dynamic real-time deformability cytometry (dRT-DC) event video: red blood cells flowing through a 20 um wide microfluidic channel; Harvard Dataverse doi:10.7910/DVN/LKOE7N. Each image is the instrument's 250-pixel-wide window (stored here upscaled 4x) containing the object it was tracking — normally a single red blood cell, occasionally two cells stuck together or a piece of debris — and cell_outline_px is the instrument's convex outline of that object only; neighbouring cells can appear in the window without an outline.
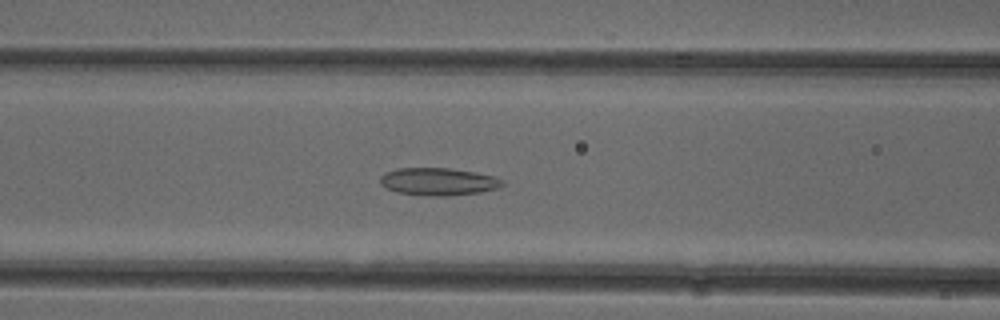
{"species": "common noctule bat (a hibernating species)", "species_latin": "Nyctalus noctula", "temperature_condition": "cold", "stored_images_in_passage": 38, "camera_frame_rate_fps": 3000, "um_per_image_px": 0.085, "animal": {"sex": "female"}, "frame": {"image": 1, "passage_image": 7, "time_ms": 2.0, "image_size_px": [1000, 320], "cell_outline_px": [[504, 184], [496, 188], [480, 192], [444, 196], [428, 196], [396, 192], [380, 184], [380, 176], [384, 172], [396, 168], [448, 168], [496, 176], [504, 180]], "centroid_in_image_um": [37.23, 15.43], "position_along_channel_um": 129.4, "area_um2": 19.59}}
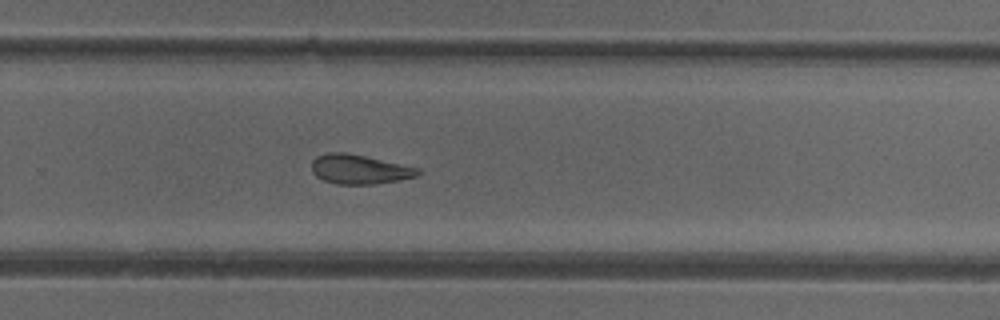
{"frame": {"image": 2, "passage_image": 20, "time_ms": 6.333, "image_size_px": [1000, 320], "cell_outline_px": [[424, 172], [416, 176], [400, 180], [376, 184], [336, 184], [324, 180], [316, 176], [312, 172], [312, 160], [316, 156], [328, 152], [348, 152], [420, 168]], "centroid_in_image_um": [30.57, 14.38], "position_along_channel_um": 299.2, "area_um2": 18.44}}
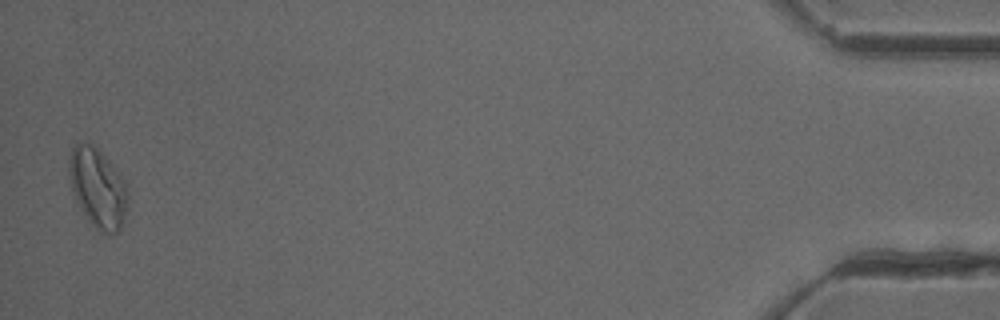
{"frame": {"image": 3, "passage_image": 37, "time_ms": 12.0, "image_size_px": [1000, 320], "cell_outline_px": [[128, 196], [124, 216], [120, 228], [116, 232], [108, 232], [96, 228], [88, 220], [80, 208], [72, 192], [68, 172], [68, 156], [72, 148], [76, 144], [92, 144], [108, 160], [124, 180], [128, 192]], "centroid_in_image_um": [8.27, 15.95], "position_along_channel_um": 426.9, "area_um2": 26.65}, "authors_computed_cell_mechanics": {"area_um2": 19.363, "velocity_mm_per_s": 3.9255, "shape_relaxation_time_tau1_ms": null, "shape_relaxation_time_tau2_ms": 3.4091, "deformation_change_tau1": null, "deformation_change_tau2": 0.116}}